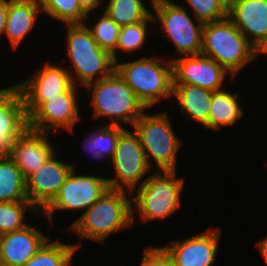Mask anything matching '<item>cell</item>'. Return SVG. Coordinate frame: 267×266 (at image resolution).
<instances>
[{
  "mask_svg": "<svg viewBox=\"0 0 267 266\" xmlns=\"http://www.w3.org/2000/svg\"><path fill=\"white\" fill-rule=\"evenodd\" d=\"M47 133L27 129L14 142L9 156L21 170L25 179L38 170L54 153Z\"/></svg>",
  "mask_w": 267,
  "mask_h": 266,
  "instance_id": "18",
  "label": "cell"
},
{
  "mask_svg": "<svg viewBox=\"0 0 267 266\" xmlns=\"http://www.w3.org/2000/svg\"><path fill=\"white\" fill-rule=\"evenodd\" d=\"M163 60L159 57H141L131 62H115V71L147 109L161 98L172 97L173 65L171 60H166L162 66Z\"/></svg>",
  "mask_w": 267,
  "mask_h": 266,
  "instance_id": "5",
  "label": "cell"
},
{
  "mask_svg": "<svg viewBox=\"0 0 267 266\" xmlns=\"http://www.w3.org/2000/svg\"><path fill=\"white\" fill-rule=\"evenodd\" d=\"M193 11L195 21L214 22L228 16V0H185Z\"/></svg>",
  "mask_w": 267,
  "mask_h": 266,
  "instance_id": "31",
  "label": "cell"
},
{
  "mask_svg": "<svg viewBox=\"0 0 267 266\" xmlns=\"http://www.w3.org/2000/svg\"><path fill=\"white\" fill-rule=\"evenodd\" d=\"M93 26H88L93 38L102 50L113 54L116 49L121 26H119L105 11Z\"/></svg>",
  "mask_w": 267,
  "mask_h": 266,
  "instance_id": "30",
  "label": "cell"
},
{
  "mask_svg": "<svg viewBox=\"0 0 267 266\" xmlns=\"http://www.w3.org/2000/svg\"><path fill=\"white\" fill-rule=\"evenodd\" d=\"M78 92H63L43 102L29 117V129L51 133L57 129L73 131L80 120L78 110Z\"/></svg>",
  "mask_w": 267,
  "mask_h": 266,
  "instance_id": "12",
  "label": "cell"
},
{
  "mask_svg": "<svg viewBox=\"0 0 267 266\" xmlns=\"http://www.w3.org/2000/svg\"><path fill=\"white\" fill-rule=\"evenodd\" d=\"M28 128V116L20 90L15 85L1 89L0 155H9L13 142Z\"/></svg>",
  "mask_w": 267,
  "mask_h": 266,
  "instance_id": "16",
  "label": "cell"
},
{
  "mask_svg": "<svg viewBox=\"0 0 267 266\" xmlns=\"http://www.w3.org/2000/svg\"><path fill=\"white\" fill-rule=\"evenodd\" d=\"M143 3L142 0H109L104 11L119 26L133 25L152 15Z\"/></svg>",
  "mask_w": 267,
  "mask_h": 266,
  "instance_id": "26",
  "label": "cell"
},
{
  "mask_svg": "<svg viewBox=\"0 0 267 266\" xmlns=\"http://www.w3.org/2000/svg\"><path fill=\"white\" fill-rule=\"evenodd\" d=\"M85 87L92 93L94 118L110 117L109 124L104 125L122 126L121 123H125L133 126L147 112L144 104L116 71Z\"/></svg>",
  "mask_w": 267,
  "mask_h": 266,
  "instance_id": "4",
  "label": "cell"
},
{
  "mask_svg": "<svg viewBox=\"0 0 267 266\" xmlns=\"http://www.w3.org/2000/svg\"><path fill=\"white\" fill-rule=\"evenodd\" d=\"M41 11L66 25L84 24L87 14L78 0H38Z\"/></svg>",
  "mask_w": 267,
  "mask_h": 266,
  "instance_id": "27",
  "label": "cell"
},
{
  "mask_svg": "<svg viewBox=\"0 0 267 266\" xmlns=\"http://www.w3.org/2000/svg\"><path fill=\"white\" fill-rule=\"evenodd\" d=\"M8 16V0H0V35L4 34Z\"/></svg>",
  "mask_w": 267,
  "mask_h": 266,
  "instance_id": "33",
  "label": "cell"
},
{
  "mask_svg": "<svg viewBox=\"0 0 267 266\" xmlns=\"http://www.w3.org/2000/svg\"><path fill=\"white\" fill-rule=\"evenodd\" d=\"M228 17L259 52L267 46V0H230Z\"/></svg>",
  "mask_w": 267,
  "mask_h": 266,
  "instance_id": "15",
  "label": "cell"
},
{
  "mask_svg": "<svg viewBox=\"0 0 267 266\" xmlns=\"http://www.w3.org/2000/svg\"><path fill=\"white\" fill-rule=\"evenodd\" d=\"M81 9L88 15L87 19L89 18V13L92 10H95L102 2L101 0H78Z\"/></svg>",
  "mask_w": 267,
  "mask_h": 266,
  "instance_id": "34",
  "label": "cell"
},
{
  "mask_svg": "<svg viewBox=\"0 0 267 266\" xmlns=\"http://www.w3.org/2000/svg\"><path fill=\"white\" fill-rule=\"evenodd\" d=\"M28 201L26 180L9 155H0V202Z\"/></svg>",
  "mask_w": 267,
  "mask_h": 266,
  "instance_id": "23",
  "label": "cell"
},
{
  "mask_svg": "<svg viewBox=\"0 0 267 266\" xmlns=\"http://www.w3.org/2000/svg\"><path fill=\"white\" fill-rule=\"evenodd\" d=\"M46 64V65H45ZM32 77L16 84L20 90L27 116L29 117L43 102L63 92H77L67 68L46 62Z\"/></svg>",
  "mask_w": 267,
  "mask_h": 266,
  "instance_id": "11",
  "label": "cell"
},
{
  "mask_svg": "<svg viewBox=\"0 0 267 266\" xmlns=\"http://www.w3.org/2000/svg\"><path fill=\"white\" fill-rule=\"evenodd\" d=\"M53 154L26 180L28 201L41 212L57 195L75 165L57 160Z\"/></svg>",
  "mask_w": 267,
  "mask_h": 266,
  "instance_id": "14",
  "label": "cell"
},
{
  "mask_svg": "<svg viewBox=\"0 0 267 266\" xmlns=\"http://www.w3.org/2000/svg\"><path fill=\"white\" fill-rule=\"evenodd\" d=\"M124 130L125 127L123 126L104 125L84 139L83 149L91 153L96 159L107 158L111 160L119 135Z\"/></svg>",
  "mask_w": 267,
  "mask_h": 266,
  "instance_id": "25",
  "label": "cell"
},
{
  "mask_svg": "<svg viewBox=\"0 0 267 266\" xmlns=\"http://www.w3.org/2000/svg\"><path fill=\"white\" fill-rule=\"evenodd\" d=\"M143 252L140 266H175L172 258L162 247H147Z\"/></svg>",
  "mask_w": 267,
  "mask_h": 266,
  "instance_id": "32",
  "label": "cell"
},
{
  "mask_svg": "<svg viewBox=\"0 0 267 266\" xmlns=\"http://www.w3.org/2000/svg\"><path fill=\"white\" fill-rule=\"evenodd\" d=\"M258 54L228 16L204 23L201 55L215 60L233 77L246 64L254 61Z\"/></svg>",
  "mask_w": 267,
  "mask_h": 266,
  "instance_id": "2",
  "label": "cell"
},
{
  "mask_svg": "<svg viewBox=\"0 0 267 266\" xmlns=\"http://www.w3.org/2000/svg\"><path fill=\"white\" fill-rule=\"evenodd\" d=\"M80 244L48 240L23 266H71L72 256Z\"/></svg>",
  "mask_w": 267,
  "mask_h": 266,
  "instance_id": "24",
  "label": "cell"
},
{
  "mask_svg": "<svg viewBox=\"0 0 267 266\" xmlns=\"http://www.w3.org/2000/svg\"><path fill=\"white\" fill-rule=\"evenodd\" d=\"M213 92L190 84H173L172 96L182 111L201 125L208 122Z\"/></svg>",
  "mask_w": 267,
  "mask_h": 266,
  "instance_id": "21",
  "label": "cell"
},
{
  "mask_svg": "<svg viewBox=\"0 0 267 266\" xmlns=\"http://www.w3.org/2000/svg\"><path fill=\"white\" fill-rule=\"evenodd\" d=\"M153 22L152 15L144 22H140L133 25L121 26L118 36L115 52L112 54V58L117 62V54L122 50L123 52L131 53L143 48L148 35L147 25Z\"/></svg>",
  "mask_w": 267,
  "mask_h": 266,
  "instance_id": "29",
  "label": "cell"
},
{
  "mask_svg": "<svg viewBox=\"0 0 267 266\" xmlns=\"http://www.w3.org/2000/svg\"><path fill=\"white\" fill-rule=\"evenodd\" d=\"M125 190L111 189L94 202L71 224L80 240L91 239L103 244L112 233L132 227L134 207Z\"/></svg>",
  "mask_w": 267,
  "mask_h": 266,
  "instance_id": "1",
  "label": "cell"
},
{
  "mask_svg": "<svg viewBox=\"0 0 267 266\" xmlns=\"http://www.w3.org/2000/svg\"><path fill=\"white\" fill-rule=\"evenodd\" d=\"M157 1H160V0H151V5Z\"/></svg>",
  "mask_w": 267,
  "mask_h": 266,
  "instance_id": "37",
  "label": "cell"
},
{
  "mask_svg": "<svg viewBox=\"0 0 267 266\" xmlns=\"http://www.w3.org/2000/svg\"><path fill=\"white\" fill-rule=\"evenodd\" d=\"M257 247L259 249V251L261 252V256L263 258V260L265 261L266 265H267V237L263 240H261L260 242H258Z\"/></svg>",
  "mask_w": 267,
  "mask_h": 266,
  "instance_id": "35",
  "label": "cell"
},
{
  "mask_svg": "<svg viewBox=\"0 0 267 266\" xmlns=\"http://www.w3.org/2000/svg\"><path fill=\"white\" fill-rule=\"evenodd\" d=\"M238 98V92L231 94L224 89L213 92L208 122L204 127L220 130L224 126H233L243 116Z\"/></svg>",
  "mask_w": 267,
  "mask_h": 266,
  "instance_id": "22",
  "label": "cell"
},
{
  "mask_svg": "<svg viewBox=\"0 0 267 266\" xmlns=\"http://www.w3.org/2000/svg\"><path fill=\"white\" fill-rule=\"evenodd\" d=\"M111 164L114 166L116 175L114 178H107L108 187L133 193L138 188L137 183L150 171L143 147L135 131L132 133L125 129L119 135Z\"/></svg>",
  "mask_w": 267,
  "mask_h": 266,
  "instance_id": "9",
  "label": "cell"
},
{
  "mask_svg": "<svg viewBox=\"0 0 267 266\" xmlns=\"http://www.w3.org/2000/svg\"><path fill=\"white\" fill-rule=\"evenodd\" d=\"M177 171H155L146 177L132 199L143 222L164 220L180 208L184 179Z\"/></svg>",
  "mask_w": 267,
  "mask_h": 266,
  "instance_id": "6",
  "label": "cell"
},
{
  "mask_svg": "<svg viewBox=\"0 0 267 266\" xmlns=\"http://www.w3.org/2000/svg\"><path fill=\"white\" fill-rule=\"evenodd\" d=\"M66 29L67 53L73 65L68 66L67 70L75 86H87L110 76L115 71L112 55L99 47L86 22L66 25ZM77 81L80 82L79 85Z\"/></svg>",
  "mask_w": 267,
  "mask_h": 266,
  "instance_id": "3",
  "label": "cell"
},
{
  "mask_svg": "<svg viewBox=\"0 0 267 266\" xmlns=\"http://www.w3.org/2000/svg\"><path fill=\"white\" fill-rule=\"evenodd\" d=\"M261 55L262 54H267V46H266V48L260 53Z\"/></svg>",
  "mask_w": 267,
  "mask_h": 266,
  "instance_id": "36",
  "label": "cell"
},
{
  "mask_svg": "<svg viewBox=\"0 0 267 266\" xmlns=\"http://www.w3.org/2000/svg\"><path fill=\"white\" fill-rule=\"evenodd\" d=\"M154 23L160 21L163 29L172 40L176 53L181 57L201 54L204 23L196 25L182 6L171 0H160L152 4Z\"/></svg>",
  "mask_w": 267,
  "mask_h": 266,
  "instance_id": "8",
  "label": "cell"
},
{
  "mask_svg": "<svg viewBox=\"0 0 267 266\" xmlns=\"http://www.w3.org/2000/svg\"><path fill=\"white\" fill-rule=\"evenodd\" d=\"M173 84H190L215 92L222 90L226 75L234 77L212 58L195 55L172 58Z\"/></svg>",
  "mask_w": 267,
  "mask_h": 266,
  "instance_id": "13",
  "label": "cell"
},
{
  "mask_svg": "<svg viewBox=\"0 0 267 266\" xmlns=\"http://www.w3.org/2000/svg\"><path fill=\"white\" fill-rule=\"evenodd\" d=\"M220 229L198 234L184 241H171L172 246H162L175 266H213L219 245Z\"/></svg>",
  "mask_w": 267,
  "mask_h": 266,
  "instance_id": "17",
  "label": "cell"
},
{
  "mask_svg": "<svg viewBox=\"0 0 267 266\" xmlns=\"http://www.w3.org/2000/svg\"><path fill=\"white\" fill-rule=\"evenodd\" d=\"M28 209L40 214L29 201L0 202V235L25 228L28 224L24 214Z\"/></svg>",
  "mask_w": 267,
  "mask_h": 266,
  "instance_id": "28",
  "label": "cell"
},
{
  "mask_svg": "<svg viewBox=\"0 0 267 266\" xmlns=\"http://www.w3.org/2000/svg\"><path fill=\"white\" fill-rule=\"evenodd\" d=\"M106 177L94 175H76L72 169L56 197L40 212L53 222L54 210H87L108 190Z\"/></svg>",
  "mask_w": 267,
  "mask_h": 266,
  "instance_id": "10",
  "label": "cell"
},
{
  "mask_svg": "<svg viewBox=\"0 0 267 266\" xmlns=\"http://www.w3.org/2000/svg\"><path fill=\"white\" fill-rule=\"evenodd\" d=\"M49 240V237L27 225L0 235V262L5 266H23Z\"/></svg>",
  "mask_w": 267,
  "mask_h": 266,
  "instance_id": "19",
  "label": "cell"
},
{
  "mask_svg": "<svg viewBox=\"0 0 267 266\" xmlns=\"http://www.w3.org/2000/svg\"><path fill=\"white\" fill-rule=\"evenodd\" d=\"M132 127L139 137L149 167L152 168L149 160L152 157L157 171H176L177 152L182 143L175 135L167 114L144 112Z\"/></svg>",
  "mask_w": 267,
  "mask_h": 266,
  "instance_id": "7",
  "label": "cell"
},
{
  "mask_svg": "<svg viewBox=\"0 0 267 266\" xmlns=\"http://www.w3.org/2000/svg\"><path fill=\"white\" fill-rule=\"evenodd\" d=\"M38 0H8V16L4 34L13 48H17L33 29L40 16Z\"/></svg>",
  "mask_w": 267,
  "mask_h": 266,
  "instance_id": "20",
  "label": "cell"
}]
</instances>
